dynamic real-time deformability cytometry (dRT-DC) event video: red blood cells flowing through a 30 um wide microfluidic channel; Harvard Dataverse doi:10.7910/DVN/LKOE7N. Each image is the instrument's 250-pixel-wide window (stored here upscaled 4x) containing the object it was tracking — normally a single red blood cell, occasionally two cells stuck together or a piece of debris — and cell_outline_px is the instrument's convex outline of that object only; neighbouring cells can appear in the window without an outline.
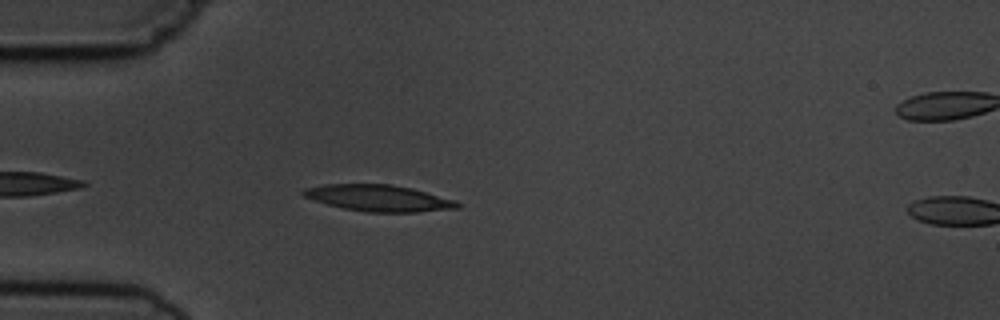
{"species": "common noctule bat (a hibernating species)", "species_latin": "Nyctalus noctula", "temperature_condition": "cold", "stored_images_in_passage": 2, "camera_frame_rate_fps": 3000, "um_per_image_px": 0.085, "animal": {"sex": "male", "body_mass_g": 19.5, "forearm_length_mm": 54.6}, "frame": {"image": 1, "passage_image": 1, "time_ms": 0.0, "image_size_px": [1000, 320], "cell_outline_px": [[460, 208], [416, 212], [368, 212], [344, 208], [328, 204], [304, 196], [300, 192], [304, 188], [324, 184], [392, 184], [412, 188], [456, 200], [460, 204]], "centroid_in_image_um": [32.21, 16.83], "position_along_channel_um": 52.8, "area_um2": 23.64}}